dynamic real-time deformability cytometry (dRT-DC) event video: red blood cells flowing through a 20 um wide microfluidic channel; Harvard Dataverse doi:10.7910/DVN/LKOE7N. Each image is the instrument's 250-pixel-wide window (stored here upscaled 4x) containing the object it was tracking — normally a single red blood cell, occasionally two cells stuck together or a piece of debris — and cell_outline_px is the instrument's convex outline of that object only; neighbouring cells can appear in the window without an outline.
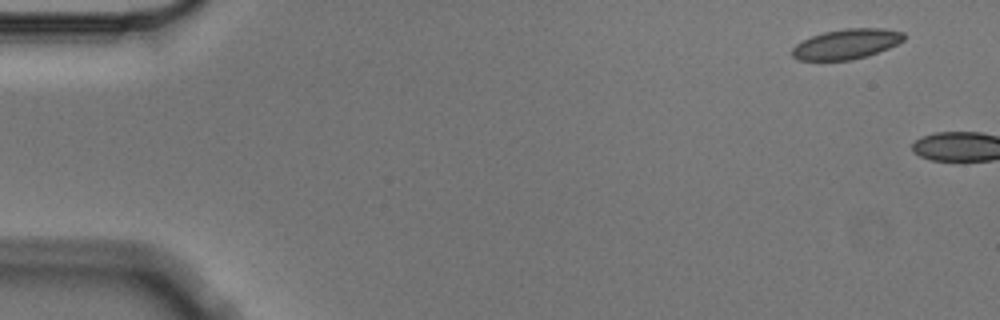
{"species": "Egyptian fruit bat (a non-hibernating species)", "species_latin": "Rousettus aegyptiacus", "temperature_condition": "cold", "stored_images_in_passage": 2, "camera_frame_rate_fps": 3000, "um_per_image_px": 0.085, "animal": {"sex": "male"}, "frame": {"image": 1, "passage_image": 1, "time_ms": 0.0, "image_size_px": [1000, 320], "cell_outline_px": [[908, 36], [904, 40], [888, 48], [868, 56], [852, 60], [796, 60], [792, 56], [792, 48], [796, 44], [812, 36], [824, 32], [844, 28], [884, 28], [904, 32]], "centroid_in_image_um": [71.98, 3.74], "position_along_channel_um": 13.0, "area_um2": 19.71}}